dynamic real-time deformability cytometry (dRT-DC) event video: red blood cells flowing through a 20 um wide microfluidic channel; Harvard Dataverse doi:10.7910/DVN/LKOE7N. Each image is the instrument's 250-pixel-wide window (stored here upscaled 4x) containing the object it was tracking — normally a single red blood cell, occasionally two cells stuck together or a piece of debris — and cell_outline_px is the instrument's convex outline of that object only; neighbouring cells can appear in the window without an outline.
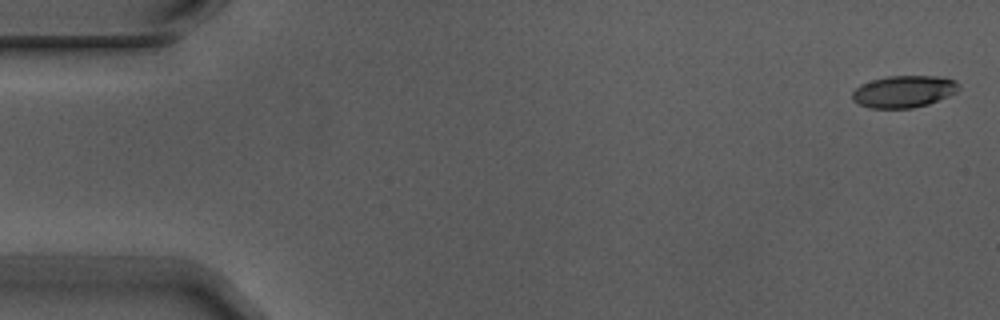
{"species": "Egyptian fruit bat (a non-hibernating species)", "species_latin": "Rousettus aegyptiacus", "temperature_condition": "warm", "stored_images_in_passage": 5, "camera_frame_rate_fps": 3000, "um_per_image_px": 0.085, "animal": {"sex": "male"}, "frame": {"image": 1, "passage_image": 1, "time_ms": 0.0, "image_size_px": [1000, 320], "cell_outline_px": [[960, 88], [956, 92], [928, 104], [912, 108], [868, 108], [852, 100], [852, 92], [860, 84], [872, 80], [888, 76], [936, 76], [956, 80], [960, 84]], "centroid_in_image_um": [76.81, 7.77], "position_along_channel_um": 8.2, "area_um2": 19.83}}
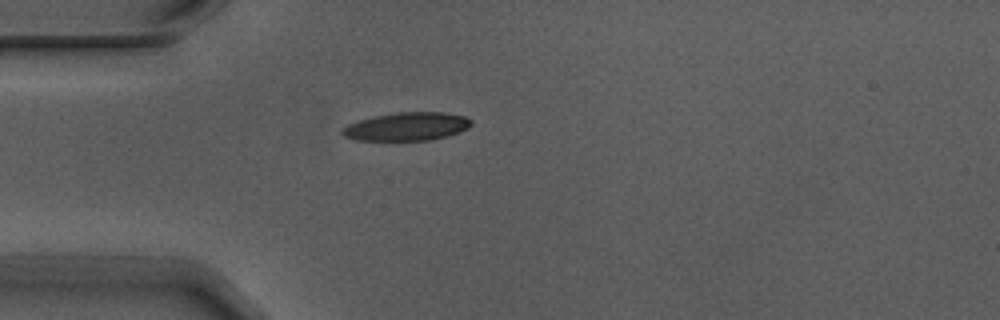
{"frame": {"image": 2, "passage_image": 5, "time_ms": 1.333, "image_size_px": [1000, 320], "cell_outline_px": [[472, 124], [468, 128], [460, 132], [428, 140], [352, 140], [344, 136], [340, 132], [348, 124], [360, 120], [376, 116], [396, 112], [444, 112], [464, 116], [472, 120]], "centroid_in_image_um": [34.58, 10.75], "position_along_channel_um": 50.4, "area_um2": 21.1}}